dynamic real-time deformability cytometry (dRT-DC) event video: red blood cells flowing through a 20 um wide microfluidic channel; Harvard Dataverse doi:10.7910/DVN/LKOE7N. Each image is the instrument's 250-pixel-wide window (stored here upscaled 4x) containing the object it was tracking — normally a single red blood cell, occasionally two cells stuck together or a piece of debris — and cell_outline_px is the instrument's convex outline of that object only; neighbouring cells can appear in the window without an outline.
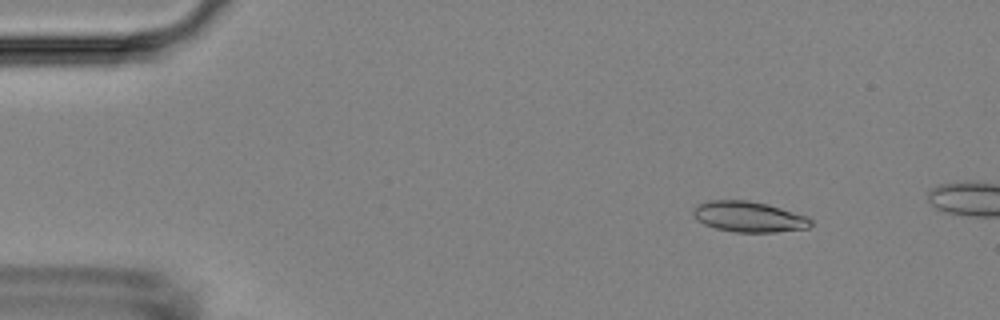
{"species": "Egyptian fruit bat (a non-hibernating species)", "species_latin": "Rousettus aegyptiacus", "temperature_condition": "room temperature", "stored_images_in_passage": 50, "camera_frame_rate_fps": 3000, "um_per_image_px": 0.085, "animal": {"sex": "female"}, "frame": {"image": 1, "passage_image": 6, "time_ms": 1.667, "image_size_px": [1000, 320], "cell_outline_px": [[812, 224], [808, 228], [776, 232], [736, 232], [716, 228], [704, 224], [696, 220], [692, 212], [696, 204], [708, 200], [748, 200], [768, 204], [808, 216], [812, 220]], "centroid_in_image_um": [63.64, 18.41], "position_along_channel_um": 21.4, "area_um2": 21.15}}
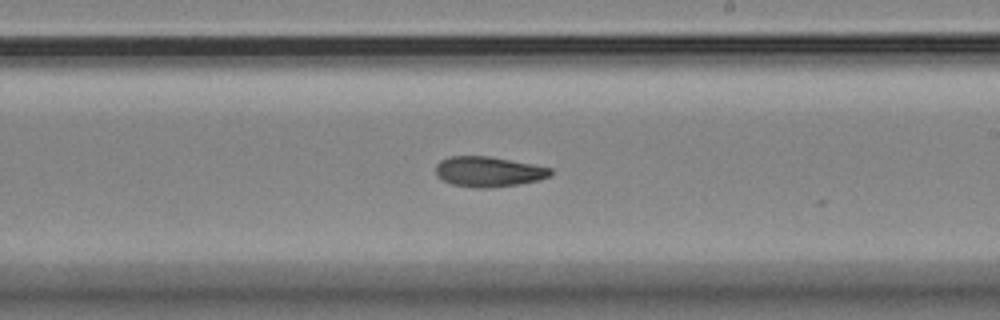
{"frame": {"image": 2, "passage_image": 31, "time_ms": 10.0, "image_size_px": [1000, 320], "cell_outline_px": [[552, 176], [540, 180], [520, 184], [492, 188], [472, 188], [452, 184], [436, 176], [436, 164], [440, 160], [452, 156], [488, 156], [532, 164], [552, 168]], "centroid_in_image_um": [41.54, 14.6], "position_along_channel_um": 247.5, "area_um2": 20.4}}
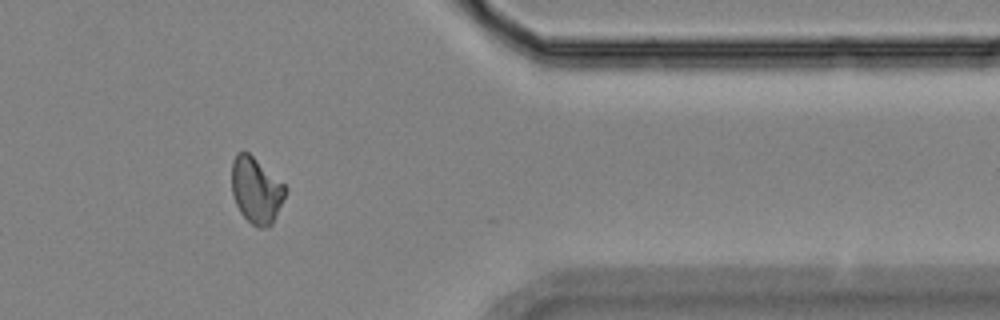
{"frame": {"image": 3, "passage_image": 44, "time_ms": 14.333, "image_size_px": [1000, 320], "cell_outline_px": [[288, 188], [276, 216], [272, 224], [264, 228], [260, 228], [252, 224], [240, 212], [236, 204], [232, 192], [232, 160], [236, 152], [248, 152], [284, 184]], "centroid_in_image_um": [21.77, 16.17], "position_along_channel_um": 389.6, "area_um2": 20.46}, "authors_computed_cell_mechanics": {"area_um2": 20.7791, "velocity_mm_per_s": 3.6823, "shape_relaxation_time_tau1_ms": null, "shape_relaxation_time_tau2_ms": 5.3915, "deformation_change_tau1": null, "deformation_change_tau2": 0.1186}}